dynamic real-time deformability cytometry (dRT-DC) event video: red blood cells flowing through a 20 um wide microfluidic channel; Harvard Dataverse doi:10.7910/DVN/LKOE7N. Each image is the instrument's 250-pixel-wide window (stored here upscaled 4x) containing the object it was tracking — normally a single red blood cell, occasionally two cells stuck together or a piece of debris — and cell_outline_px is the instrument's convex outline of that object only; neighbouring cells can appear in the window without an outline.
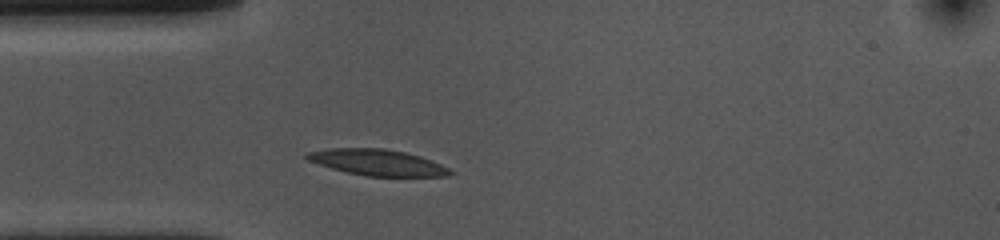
{"species": "common noctule bat (a hibernating species)", "species_latin": "Nyctalus noctula", "temperature_condition": "cold", "stored_images_in_passage": 30, "camera_frame_rate_fps": 3000, "um_per_image_px": 0.085, "animal": {"sex": "female", "body_mass_g": 10.0, "forearm_length_mm": 53.1}, "frame": {"image": 1, "passage_image": 1, "time_ms": 0.0, "image_size_px": [1000, 240], "cell_outline_px": [[456, 172], [448, 176], [368, 176], [348, 172], [332, 168], [308, 160], [304, 156], [304, 152], [332, 148], [384, 148], [404, 152], [420, 156], [440, 164]], "centroid_in_image_um": [32.09, 13.8], "position_along_channel_um": 52.9, "area_um2": 21.62}}
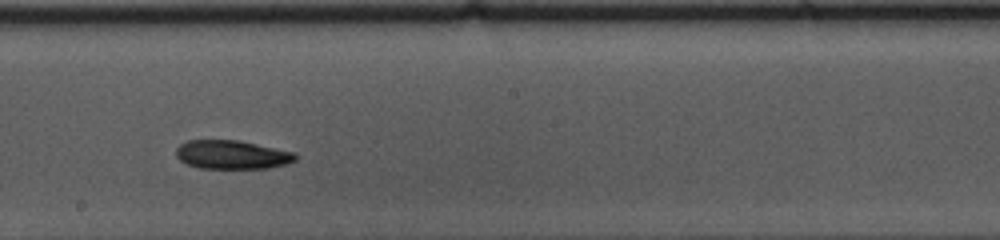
{"frame": {"image": 2, "passage_image": 16, "time_ms": 5.0, "image_size_px": [1000, 240], "cell_outline_px": [[296, 160], [288, 164], [268, 168], [200, 168], [188, 164], [180, 160], [176, 156], [176, 148], [180, 144], [188, 140], [240, 140], [296, 152]], "centroid_in_image_um": [19.75, 13.14], "position_along_channel_um": 228.5, "area_um2": 20.11}}
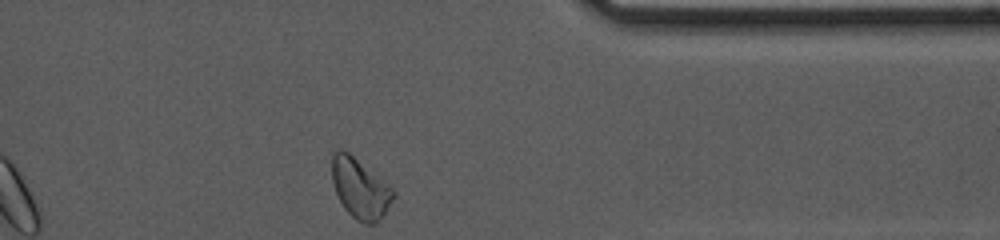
{"frame": {"image": 3, "passage_image": 30, "time_ms": 9.667, "image_size_px": [1000, 240], "cell_outline_px": [[396, 196], [376, 224], [364, 224], [356, 220], [344, 208], [336, 192], [332, 180], [332, 152], [336, 148], [340, 148], [348, 152], [392, 188], [396, 192]], "centroid_in_image_um": [30.59, 16.02], "position_along_channel_um": 380.8, "area_um2": 21.27}, "authors_computed_cell_mechanics": {"area_um2": 20.5768, "velocity_mm_per_s": 3.5902, "shape_relaxation_time_tau1_ms": 3.1113, "shape_relaxation_time_tau2_ms": null, "deformation_change_tau1": 0.1018, "deformation_change_tau2": null}}